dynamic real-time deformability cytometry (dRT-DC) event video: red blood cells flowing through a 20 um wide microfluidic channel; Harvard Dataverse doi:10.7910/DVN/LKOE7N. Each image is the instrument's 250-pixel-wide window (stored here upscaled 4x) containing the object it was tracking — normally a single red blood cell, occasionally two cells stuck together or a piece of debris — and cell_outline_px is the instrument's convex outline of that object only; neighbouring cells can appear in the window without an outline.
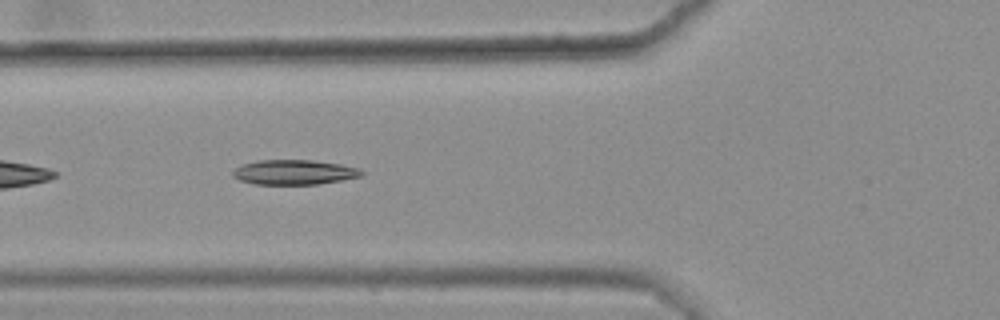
{"species": "common noctule bat (a hibernating species)", "species_latin": "Nyctalus noctula", "temperature_condition": "warm", "stored_images_in_passage": 8, "camera_frame_rate_fps": 3000, "um_per_image_px": 0.085, "animal": {"sex": "female", "body_mass_g": 25.1}, "frame": {"image": 1, "passage_image": 5, "time_ms": 1.333, "image_size_px": [1000, 320], "cell_outline_px": [[364, 172], [360, 176], [340, 180], [316, 184], [256, 184], [240, 180], [232, 176], [232, 172], [240, 164], [256, 160], [312, 160], [340, 164], [360, 168]], "centroid_in_image_um": [24.97, 14.62], "position_along_channel_um": 100.8, "area_um2": 18.55}}